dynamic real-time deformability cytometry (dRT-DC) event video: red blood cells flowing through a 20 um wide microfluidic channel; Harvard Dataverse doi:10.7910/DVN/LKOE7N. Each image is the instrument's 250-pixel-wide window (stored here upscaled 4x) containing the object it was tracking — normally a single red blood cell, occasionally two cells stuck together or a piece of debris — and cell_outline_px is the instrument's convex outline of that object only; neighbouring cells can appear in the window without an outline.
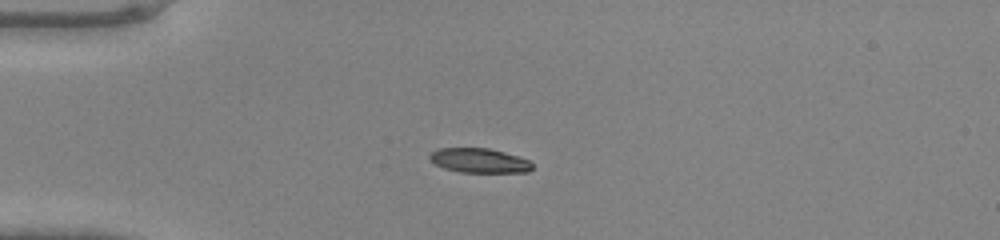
{"species": "common noctule bat (a hibernating species)", "species_latin": "Nyctalus noctula", "temperature_condition": "warm", "stored_images_in_passage": 36, "camera_frame_rate_fps": 3000, "um_per_image_px": 0.085, "animal": {"sex": "male", "body_mass_g": 20.0, "forearm_length_mm": 53.3}, "frame": {"image": 1, "passage_image": 1, "time_ms": 0.0, "image_size_px": [1000, 240], "cell_outline_px": [[532, 168], [528, 172], [460, 172], [444, 168], [436, 164], [428, 156], [432, 152], [440, 148], [488, 148], [504, 152], [528, 160], [532, 164]], "centroid_in_image_um": [40.73, 13.65], "position_along_channel_um": 44.3, "area_um2": 14.39}}
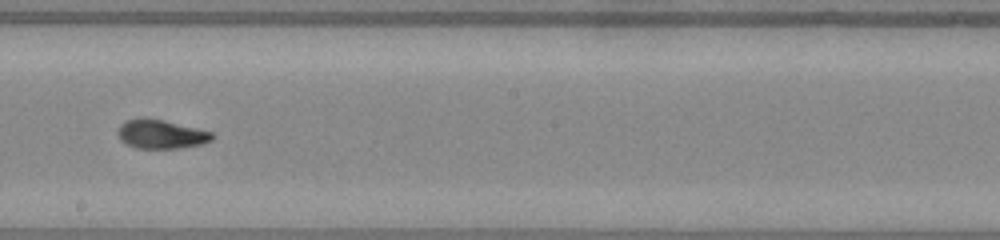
{"frame": {"image": 2, "passage_image": 16, "time_ms": 5.0, "image_size_px": [1000, 240], "cell_outline_px": [[216, 136], [212, 140], [204, 144], [180, 148], [136, 148], [120, 140], [120, 124], [128, 120], [140, 116], [144, 116], [164, 120], [212, 132]], "centroid_in_image_um": [13.73, 11.39], "position_along_channel_um": 234.5, "area_um2": 15.95}}
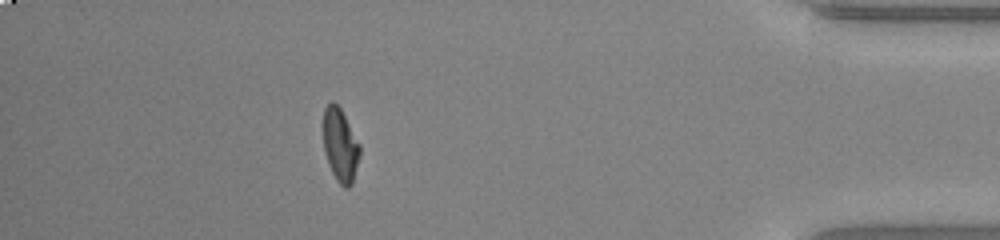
{"frame": {"image": 3, "passage_image": 31, "time_ms": 10.0, "image_size_px": [1000, 240], "cell_outline_px": [[360, 156], [352, 184], [348, 188], [344, 188], [336, 180], [328, 164], [324, 152], [320, 128], [320, 124], [324, 108], [332, 100], [340, 108], [360, 144]], "centroid_in_image_um": [28.87, 12.31], "position_along_channel_um": 406.3, "area_um2": 16.24}}